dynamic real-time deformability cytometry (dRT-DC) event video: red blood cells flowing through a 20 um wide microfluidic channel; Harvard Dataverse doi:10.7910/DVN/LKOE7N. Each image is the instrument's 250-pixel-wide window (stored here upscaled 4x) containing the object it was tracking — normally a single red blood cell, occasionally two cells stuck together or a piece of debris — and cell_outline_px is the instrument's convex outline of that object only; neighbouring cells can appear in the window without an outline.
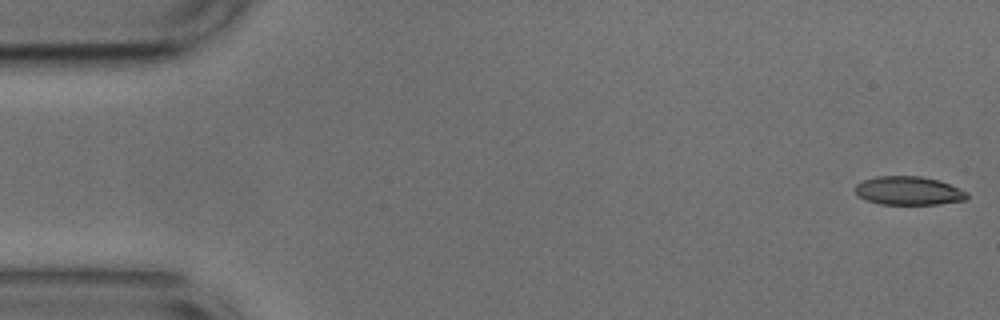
{"species": "common noctule bat (a hibernating species)", "species_latin": "Nyctalus noctula", "temperature_condition": "cold", "stored_images_in_passage": 8, "camera_frame_rate_fps": 3000, "um_per_image_px": 0.085, "animal": {"sex": "male", "body_mass_g": 17.9, "forearm_length_mm": 54.2}, "frame": {"image": 1, "passage_image": 1, "time_ms": 0.0, "image_size_px": [1000, 320], "cell_outline_px": [[968, 196], [964, 200], [940, 204], [880, 204], [868, 200], [860, 196], [856, 192], [856, 184], [864, 180], [876, 176], [920, 176], [940, 180], [968, 192]], "centroid_in_image_um": [77.26, 16.2], "position_along_channel_um": 7.7, "area_um2": 18.5}}